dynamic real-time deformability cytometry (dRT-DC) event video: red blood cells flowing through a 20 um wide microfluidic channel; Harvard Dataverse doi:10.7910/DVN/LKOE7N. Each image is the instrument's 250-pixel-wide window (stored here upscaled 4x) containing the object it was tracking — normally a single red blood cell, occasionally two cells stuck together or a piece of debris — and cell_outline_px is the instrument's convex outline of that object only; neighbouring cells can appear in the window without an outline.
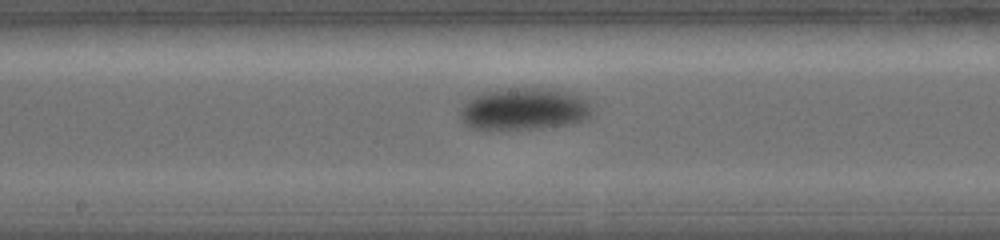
{"species": "common noctule bat (a hibernating species)", "species_latin": "Nyctalus noctula", "temperature_condition": "warm", "stored_images_in_passage": 29, "camera_frame_rate_fps": 5000, "um_per_image_px": 0.085, "animal": {"sex": "female", "body_mass_g": 19.0, "forearm_length_mm": 56.7}, "frame": {"image": 1, "passage_image": 13, "time_ms": 4.2, "image_size_px": [1000, 240], "cell_outline_px": [[592, 116], [588, 120], [572, 124], [544, 128], [472, 128], [464, 124], [460, 120], [460, 108], [472, 96], [484, 92], [500, 88], [552, 88], [568, 92], [580, 96], [592, 108]], "centroid_in_image_um": [44.57, 9.25], "position_along_channel_um": 203.6, "area_um2": 32.54}}
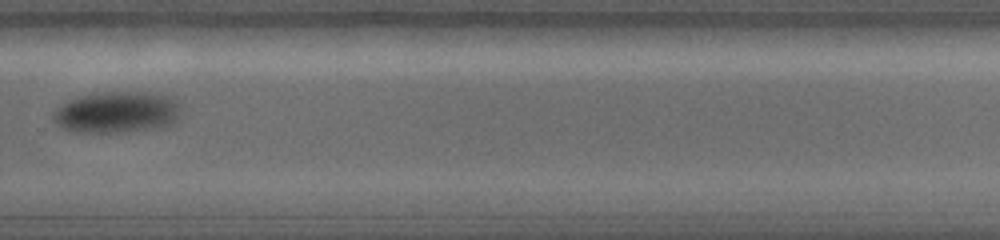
{"frame": {"image": 2, "passage_image": 18, "time_ms": 6.0, "image_size_px": [1000, 240], "cell_outline_px": [[180, 112], [176, 120], [172, 124], [160, 128], [124, 132], [76, 132], [64, 128], [56, 124], [52, 120], [52, 112], [60, 104], [68, 100], [80, 96], [100, 92], [152, 92], [168, 96], [176, 100], [180, 108]], "centroid_in_image_um": [9.92, 9.54], "position_along_channel_um": 319.9, "area_um2": 31.15}}
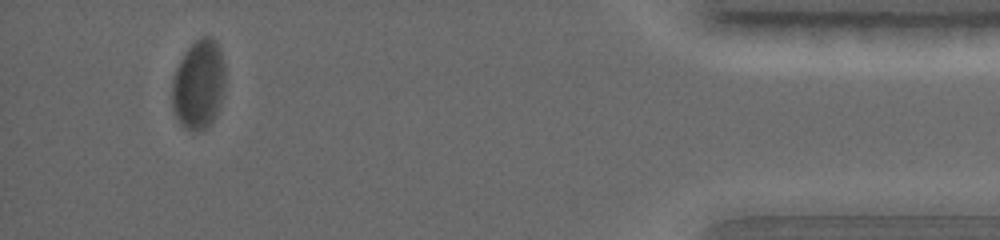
{"frame": {"image": 3, "passage_image": 26, "time_ms": 8.6, "image_size_px": [1000, 240], "cell_outline_px": [[224, 88], [220, 104], [212, 120], [204, 128], [196, 132], [192, 132], [184, 128], [180, 124], [176, 116], [172, 100], [172, 88], [176, 68], [184, 52], [200, 36], [212, 36], [220, 44], [224, 64]], "centroid_in_image_um": [16.9, 7.14], "position_along_channel_um": 418.3, "area_um2": 27.69}}